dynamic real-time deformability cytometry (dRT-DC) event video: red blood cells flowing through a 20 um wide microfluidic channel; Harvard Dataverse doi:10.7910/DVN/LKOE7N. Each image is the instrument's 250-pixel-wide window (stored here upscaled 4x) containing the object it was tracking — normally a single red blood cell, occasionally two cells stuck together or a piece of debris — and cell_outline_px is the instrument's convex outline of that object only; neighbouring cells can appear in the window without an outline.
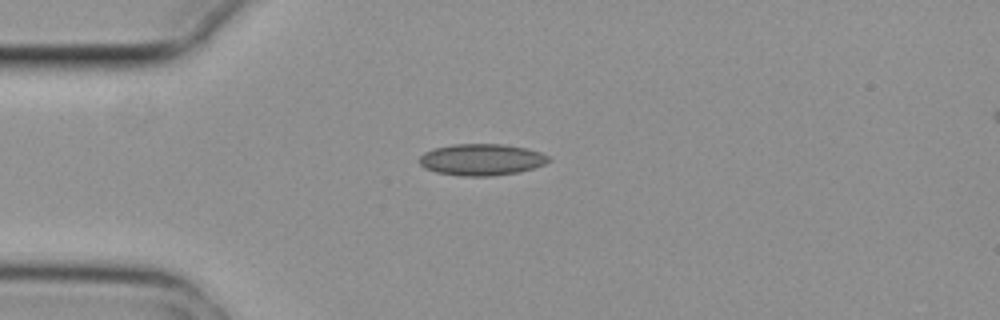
{"species": "common noctule bat (a hibernating species)", "species_latin": "Nyctalus noctula", "temperature_condition": "cold", "stored_images_in_passage": 2, "camera_frame_rate_fps": 3000, "um_per_image_px": 0.085, "animal": {"sex": "female", "body_mass_g": 29.2, "forearm_length_mm": 56.3}, "frame": {"image": 1, "passage_image": 1, "time_ms": 0.0, "image_size_px": [1000, 320], "cell_outline_px": [[552, 160], [544, 164], [520, 172], [488, 176], [460, 176], [436, 172], [424, 168], [420, 164], [420, 156], [424, 152], [436, 148], [456, 144], [500, 144], [528, 148], [540, 152], [548, 156]], "centroid_in_image_um": [40.94, 13.57], "position_along_channel_um": 44.1, "area_um2": 23.7}}
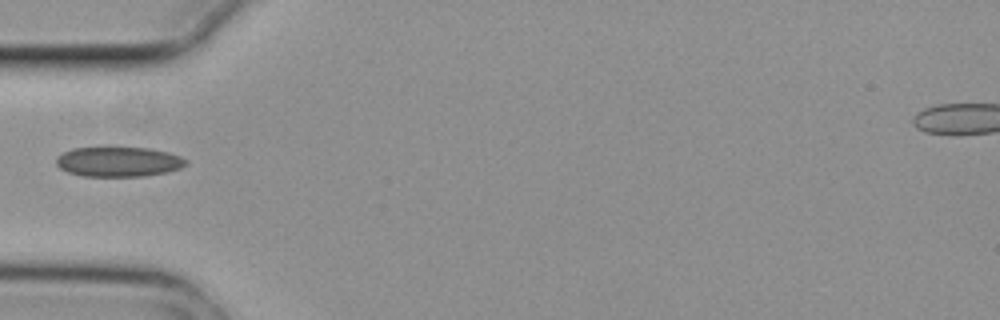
{"frame": {"image": 2, "passage_image": 2, "time_ms": 0.333, "image_size_px": [1000, 320], "cell_outline_px": [[188, 164], [180, 168], [168, 172], [144, 176], [84, 176], [68, 172], [60, 168], [56, 164], [56, 156], [72, 148], [108, 144], [148, 148], [168, 152], [180, 156], [188, 160]], "centroid_in_image_um": [10.06, 13.69], "position_along_channel_um": 74.9, "area_um2": 23.64}}